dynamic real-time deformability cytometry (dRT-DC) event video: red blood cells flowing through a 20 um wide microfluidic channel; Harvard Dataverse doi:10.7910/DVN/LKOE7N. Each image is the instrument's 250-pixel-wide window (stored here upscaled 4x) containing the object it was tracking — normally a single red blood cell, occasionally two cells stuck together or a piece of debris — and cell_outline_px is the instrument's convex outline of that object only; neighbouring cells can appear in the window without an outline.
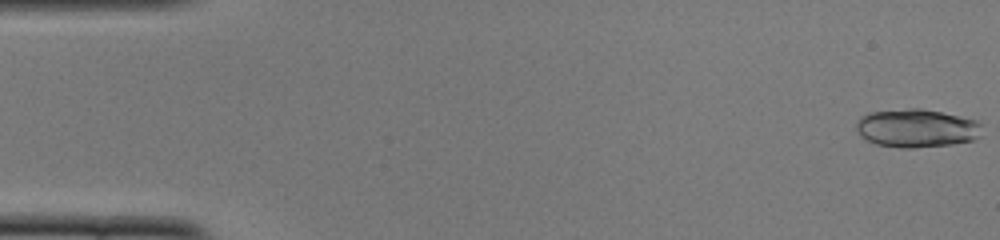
{"species": "common noctule bat (a hibernating species)", "species_latin": "Nyctalus noctula", "temperature_condition": "cold", "stored_images_in_passage": 51, "segment_of_instrument_passage": [1, 2], "camera_frame_rate_fps": 3000, "um_per_image_px": 0.085, "animal": {"sex": "female", "body_mass_g": 22.0, "forearm_length_mm": 56.7}, "frame": {"image": 1, "passage_image": 1, "time_ms": 0.0, "image_size_px": [1000, 240], "cell_outline_px": [[984, 124], [980, 136], [976, 140], [952, 144], [916, 148], [900, 148], [876, 144], [860, 136], [856, 132], [856, 124], [860, 116], [868, 112], [908, 108], [920, 108], [940, 112], [976, 120]], "centroid_in_image_um": [77.92, 10.9], "position_along_channel_um": 7.1, "area_um2": 28.5}}
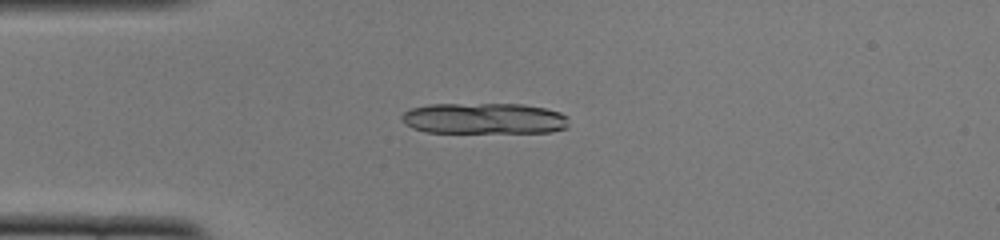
{"frame": {"image": 2, "passage_image": 13, "time_ms": 4.0, "image_size_px": [1000, 240], "cell_outline_px": [[568, 128], [548, 132], [428, 132], [412, 128], [404, 124], [400, 120], [400, 116], [404, 112], [412, 108], [428, 104], [524, 104], [544, 108], [560, 112], [568, 116]], "centroid_in_image_um": [41.14, 10.07], "position_along_channel_um": 43.9, "area_um2": 30.4}}